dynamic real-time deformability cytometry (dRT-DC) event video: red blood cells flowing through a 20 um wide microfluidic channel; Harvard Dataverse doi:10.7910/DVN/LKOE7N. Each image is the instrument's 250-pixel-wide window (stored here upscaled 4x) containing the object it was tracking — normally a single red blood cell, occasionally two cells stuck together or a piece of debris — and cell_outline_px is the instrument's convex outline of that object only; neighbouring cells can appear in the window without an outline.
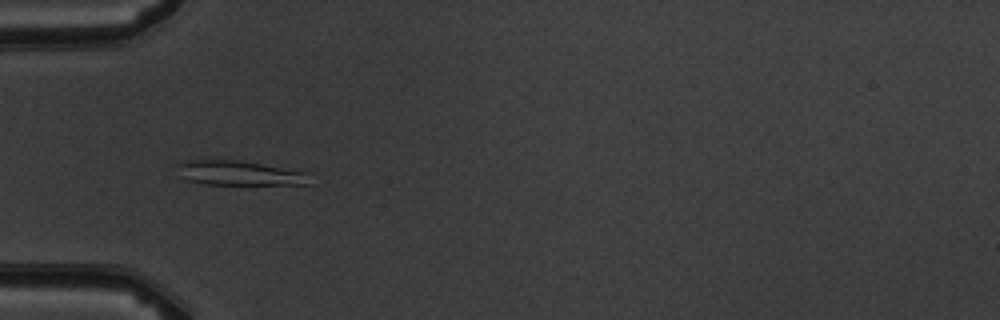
{"species": "common noctule bat (a hibernating species)", "species_latin": "Nyctalus noctula", "temperature_condition": "warm", "stored_images_in_passage": 6, "camera_frame_rate_fps": 3000, "um_per_image_px": 0.085, "animal": {"sex": "male", "body_mass_g": 19.5, "forearm_length_mm": 54.6}, "frame": {"image": 1, "passage_image": 3, "time_ms": 3.333, "image_size_px": [1000, 320], "cell_outline_px": [[312, 184], [204, 184], [184, 180], [176, 176], [176, 164], [184, 160], [240, 160], [312, 172]], "centroid_in_image_um": [20.34, 14.71], "position_along_channel_um": 64.7, "area_um2": 19.71}}
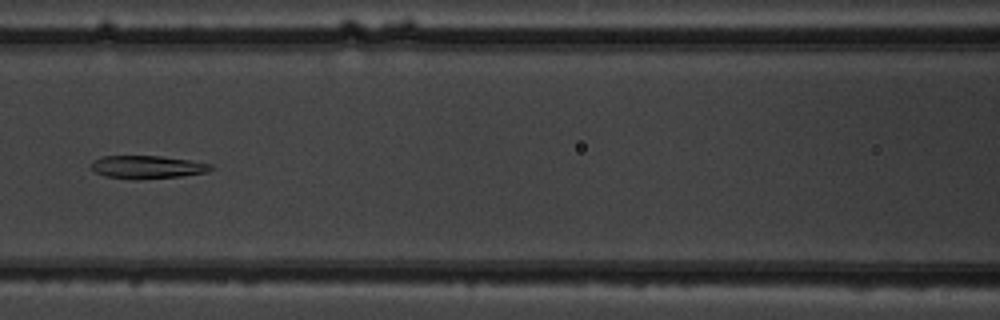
{"frame": {"image": 2, "passage_image": 5, "time_ms": 5.667, "image_size_px": [1000, 320], "cell_outline_px": [[216, 168], [208, 172], [180, 176], [104, 176], [96, 172], [92, 168], [92, 160], [100, 156], [160, 156], [188, 160], [212, 164]], "centroid_in_image_um": [12.57, 14.14], "position_along_channel_um": 154.0, "area_um2": 15.03}}